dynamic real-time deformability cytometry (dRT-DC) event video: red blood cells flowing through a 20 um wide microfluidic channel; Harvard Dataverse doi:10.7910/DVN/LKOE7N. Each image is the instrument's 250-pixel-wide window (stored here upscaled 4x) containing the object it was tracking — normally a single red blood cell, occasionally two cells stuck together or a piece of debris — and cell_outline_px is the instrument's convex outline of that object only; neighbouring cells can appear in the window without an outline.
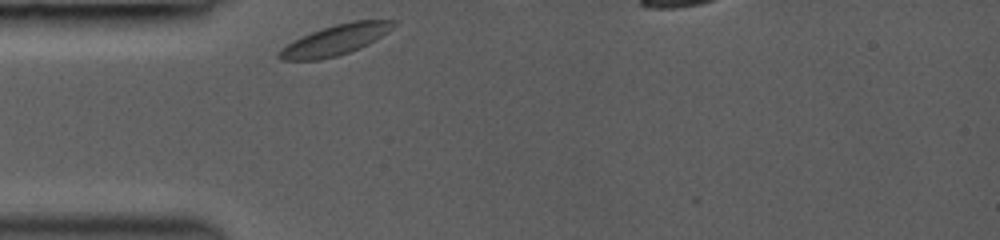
{"species": "common noctule bat (a hibernating species)", "species_latin": "Nyctalus noctula", "temperature_condition": "room temperature", "stored_images_in_passage": 12, "camera_frame_rate_fps": 3000, "um_per_image_px": 0.085, "animal": {"sex": "female", "body_mass_g": 19.0, "forearm_length_mm": 53.3}, "frame": {"image": 1, "passage_image": 1, "time_ms": 0.0, "image_size_px": [1000, 240], "cell_outline_px": [[396, 24], [388, 32], [376, 40], [360, 48], [336, 56], [320, 60], [280, 60], [276, 56], [276, 52], [300, 36], [336, 24], [352, 20], [396, 20]], "centroid_in_image_um": [28.5, 3.4], "position_along_channel_um": 56.5, "area_um2": 20.23}}
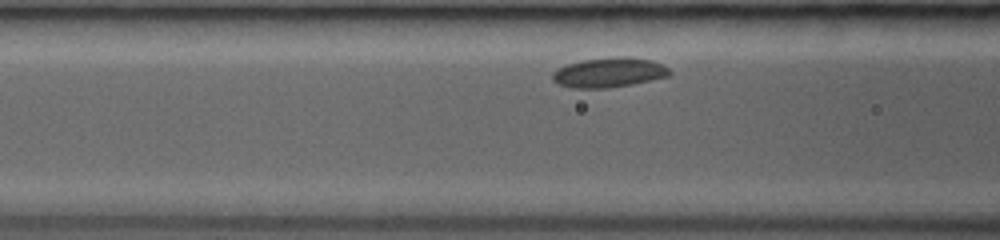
{"frame": {"image": 2, "passage_image": 9, "time_ms": 1.667, "image_size_px": [1000, 240], "cell_outline_px": [[672, 72], [668, 76], [632, 84], [608, 88], [572, 88], [560, 84], [552, 80], [552, 72], [568, 64], [580, 60], [616, 56], [628, 56], [652, 60], [664, 64]], "centroid_in_image_um": [51.79, 6.15], "position_along_channel_um": 114.8, "area_um2": 20.4}}